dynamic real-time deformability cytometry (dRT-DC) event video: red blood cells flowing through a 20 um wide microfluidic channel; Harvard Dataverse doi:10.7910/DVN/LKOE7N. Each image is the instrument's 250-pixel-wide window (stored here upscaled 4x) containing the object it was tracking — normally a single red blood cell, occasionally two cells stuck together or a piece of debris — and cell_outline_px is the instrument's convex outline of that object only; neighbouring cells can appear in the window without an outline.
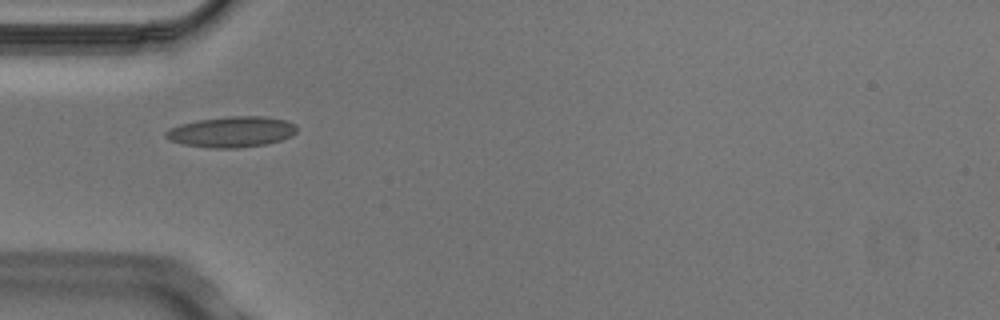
{"species": "Egyptian fruit bat (a non-hibernating species)", "species_latin": "Rousettus aegyptiacus", "temperature_condition": "cold", "stored_images_in_passage": 3, "camera_frame_rate_fps": 3000, "um_per_image_px": 0.085, "animal": {"sex": "male"}, "frame": {"image": 1, "passage_image": 1, "time_ms": 0.0, "image_size_px": [1000, 320], "cell_outline_px": [[296, 132], [292, 136], [280, 140], [264, 144], [236, 148], [212, 148], [184, 144], [168, 140], [164, 136], [164, 132], [168, 128], [180, 124], [200, 120], [228, 116], [264, 116], [288, 120], [296, 124]], "centroid_in_image_um": [19.68, 11.2], "position_along_channel_um": 65.3, "area_um2": 23.52}}
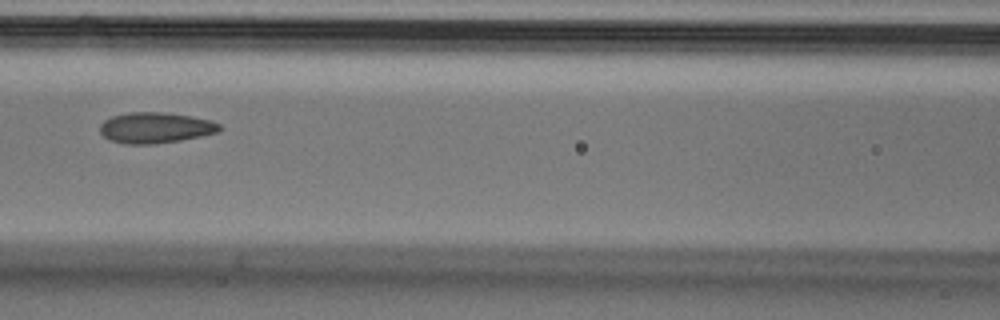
{"frame": {"image": 2, "passage_image": 3, "time_ms": 0.667, "image_size_px": [1000, 320], "cell_outline_px": [[220, 132], [180, 140], [156, 144], [124, 144], [112, 140], [104, 136], [100, 132], [100, 124], [104, 120], [112, 116], [128, 112], [164, 112], [212, 120], [220, 124]], "centroid_in_image_um": [13.21, 10.85], "position_along_channel_um": 153.4, "area_um2": 21.44}}